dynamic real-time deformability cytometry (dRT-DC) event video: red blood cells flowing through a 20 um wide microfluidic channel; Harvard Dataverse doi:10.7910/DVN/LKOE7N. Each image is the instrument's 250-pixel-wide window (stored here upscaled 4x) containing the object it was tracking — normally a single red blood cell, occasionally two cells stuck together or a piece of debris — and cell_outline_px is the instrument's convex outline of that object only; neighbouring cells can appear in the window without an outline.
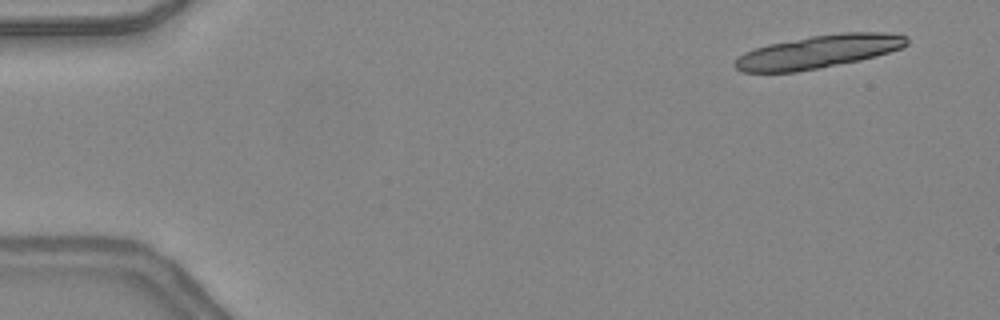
{"species": "common noctule bat (a hibernating species)", "species_latin": "Nyctalus noctula", "temperature_condition": "warm", "stored_images_in_passage": 17, "camera_frame_rate_fps": 3000, "um_per_image_px": 0.085, "animal": {"sex": "female", "body_mass_g": 24.6, "forearm_length_mm": 56.2}, "frame": {"image": 1, "passage_image": 3, "time_ms": 0.667, "image_size_px": [1000, 320], "cell_outline_px": [[908, 44], [904, 48], [876, 56], [860, 60], [820, 68], [796, 72], [740, 72], [732, 64], [744, 52], [768, 44], [812, 36], [844, 32], [884, 32], [908, 36]], "centroid_in_image_um": [69.6, 4.39], "position_along_channel_um": 15.4, "area_um2": 33.18}}